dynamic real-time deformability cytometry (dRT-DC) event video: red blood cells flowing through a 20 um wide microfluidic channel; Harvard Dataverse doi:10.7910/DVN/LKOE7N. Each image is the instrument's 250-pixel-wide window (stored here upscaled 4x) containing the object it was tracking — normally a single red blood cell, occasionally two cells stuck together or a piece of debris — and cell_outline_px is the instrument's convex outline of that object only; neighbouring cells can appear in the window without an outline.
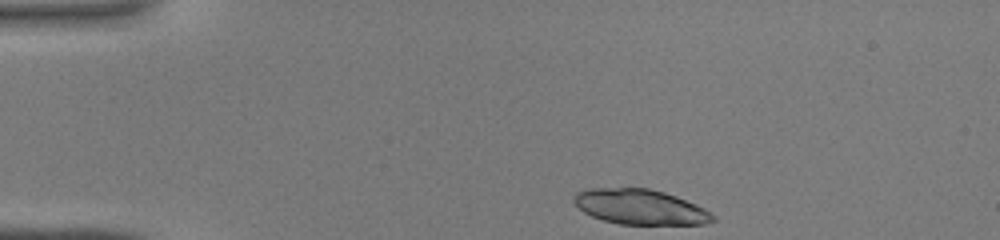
{"species": "common noctule bat (a hibernating species)", "species_latin": "Nyctalus noctula", "temperature_condition": "warm", "stored_images_in_passage": 32, "camera_frame_rate_fps": 3000, "um_per_image_px": 0.085, "animal": {"sex": "male", "body_mass_g": 19.0, "forearm_length_mm": 50.8}, "frame": {"image": 1, "passage_image": 1, "time_ms": 0.0, "image_size_px": [1000, 240], "cell_outline_px": [[716, 220], [704, 224], [620, 224], [604, 220], [592, 216], [584, 212], [572, 200], [576, 192], [588, 188], [648, 188], [664, 192], [676, 196], [696, 204], [704, 208], [716, 216]], "centroid_in_image_um": [54.43, 17.58], "position_along_channel_um": 30.6, "area_um2": 28.38}}